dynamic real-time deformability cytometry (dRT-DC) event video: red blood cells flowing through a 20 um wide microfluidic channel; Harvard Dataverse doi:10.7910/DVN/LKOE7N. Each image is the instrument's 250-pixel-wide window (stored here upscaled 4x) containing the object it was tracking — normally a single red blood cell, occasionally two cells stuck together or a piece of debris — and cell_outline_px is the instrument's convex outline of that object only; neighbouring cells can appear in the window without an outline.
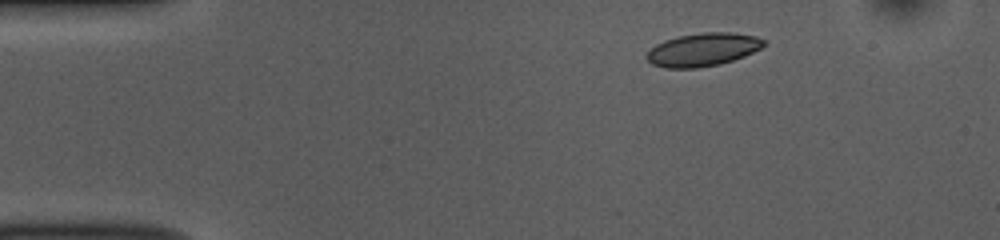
{"species": "common noctule bat (a hibernating species)", "species_latin": "Nyctalus noctula", "temperature_condition": "room temperature", "stored_images_in_passage": 45, "camera_frame_rate_fps": 3000, "um_per_image_px": 0.085, "animal": {"sex": "female", "body_mass_g": 10.0, "forearm_length_mm": 53.1}, "frame": {"image": 1, "passage_image": 1, "time_ms": 0.0, "image_size_px": [1000, 240], "cell_outline_px": [[764, 44], [760, 48], [744, 56], [720, 64], [696, 68], [664, 68], [652, 64], [644, 56], [656, 44], [664, 40], [676, 36], [704, 32], [732, 32], [756, 36], [764, 40]], "centroid_in_image_um": [59.71, 4.21], "position_along_channel_um": 25.3, "area_um2": 22.6}}
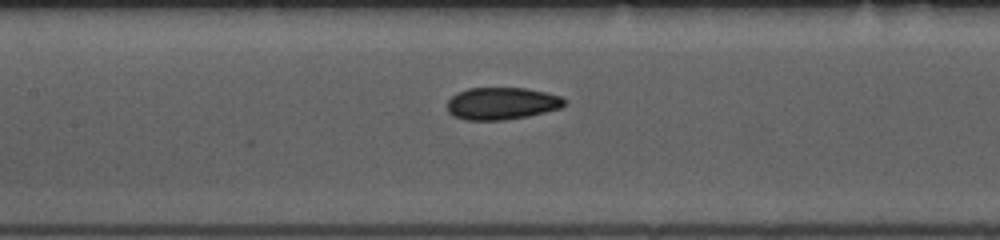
{"frame": {"image": 2, "passage_image": 17, "time_ms": 5.333, "image_size_px": [1000, 240], "cell_outline_px": [[564, 104], [560, 108], [528, 116], [504, 120], [464, 120], [452, 116], [448, 112], [448, 100], [456, 92], [468, 88], [524, 88], [544, 92], [560, 96], [564, 100]], "centroid_in_image_um": [42.59, 8.8], "position_along_channel_um": 164.8, "area_um2": 21.96}}
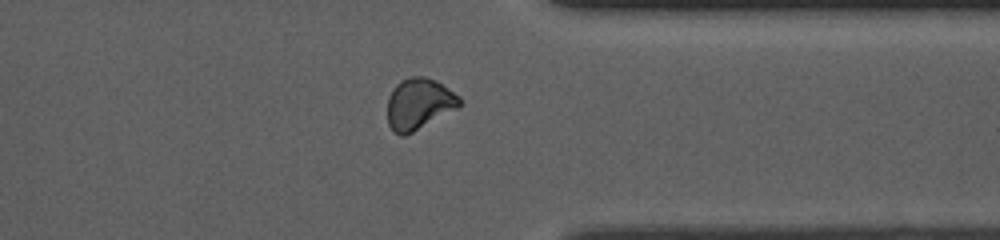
{"frame": {"image": 3, "passage_image": 34, "time_ms": 11.0, "image_size_px": [1000, 240], "cell_outline_px": [[460, 104], [456, 108], [412, 132], [404, 136], [400, 136], [392, 132], [388, 124], [388, 96], [392, 88], [400, 80], [408, 76], [424, 76], [436, 80], [460, 96]], "centroid_in_image_um": [35.56, 8.81], "position_along_channel_um": 375.8, "area_um2": 21.5}, "authors_computed_cell_mechanics": {"area_um2": 21.964, "velocity_mm_per_s": 3.8157, "shape_relaxation_time_tau1_ms": 6.0368, "shape_relaxation_time_tau2_ms": 2.7938, "deformation_change_tau1": 0.1301, "deformation_change_tau2": 0.0747}}